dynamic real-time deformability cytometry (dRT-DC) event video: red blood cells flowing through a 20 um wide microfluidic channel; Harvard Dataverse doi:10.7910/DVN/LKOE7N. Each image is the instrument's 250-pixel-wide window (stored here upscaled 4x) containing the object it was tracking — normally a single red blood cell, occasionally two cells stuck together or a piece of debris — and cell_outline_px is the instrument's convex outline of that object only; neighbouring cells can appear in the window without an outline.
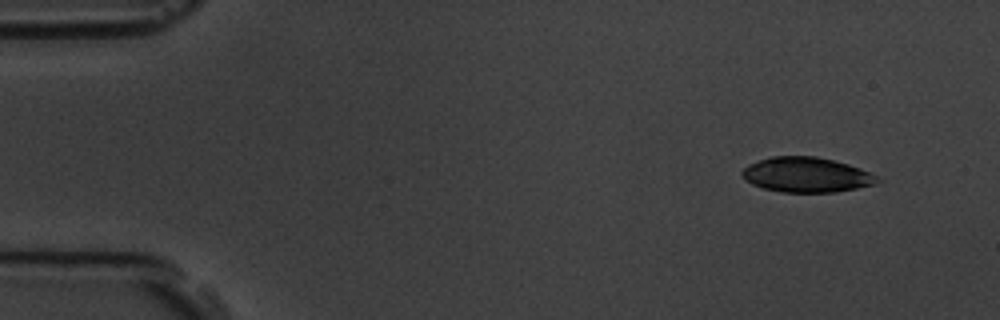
{"species": "common noctule bat (a hibernating species)", "species_latin": "Nyctalus noctula", "temperature_condition": "room temperature", "stored_images_in_passage": 5, "camera_frame_rate_fps": 3000, "um_per_image_px": 0.085, "animal": {"sex": "male", "body_mass_g": 19.5, "forearm_length_mm": 54.6}, "frame": {"image": 1, "passage_image": 1, "time_ms": 0.0, "image_size_px": [1000, 320], "cell_outline_px": [[880, 180], [876, 184], [836, 192], [780, 192], [764, 188], [752, 184], [740, 172], [748, 164], [772, 156], [816, 156], [848, 164], [860, 168], [876, 176]], "centroid_in_image_um": [68.55, 14.86], "position_along_channel_um": 16.5, "area_um2": 27.34}}
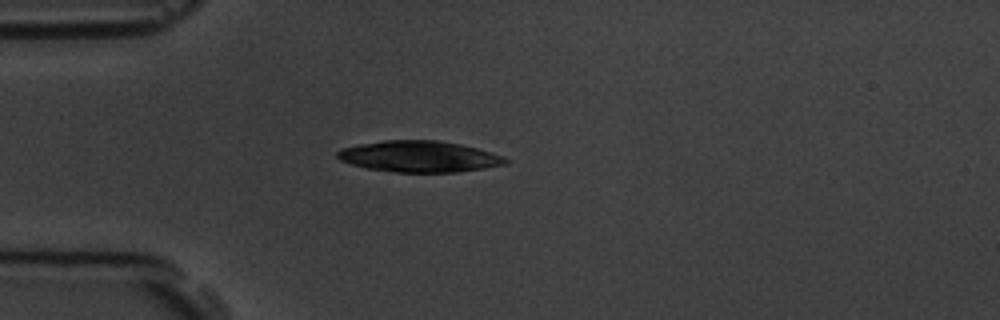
{"frame": {"image": 2, "passage_image": 4, "time_ms": 3.333, "image_size_px": [1000, 320], "cell_outline_px": [[508, 164], [484, 168], [456, 172], [396, 172], [368, 168], [352, 164], [340, 160], [336, 156], [336, 152], [344, 148], [360, 144], [384, 140], [440, 140], [460, 144], [476, 148], [500, 156], [508, 160]], "centroid_in_image_um": [35.62, 13.3], "position_along_channel_um": 49.4, "area_um2": 30.23}}